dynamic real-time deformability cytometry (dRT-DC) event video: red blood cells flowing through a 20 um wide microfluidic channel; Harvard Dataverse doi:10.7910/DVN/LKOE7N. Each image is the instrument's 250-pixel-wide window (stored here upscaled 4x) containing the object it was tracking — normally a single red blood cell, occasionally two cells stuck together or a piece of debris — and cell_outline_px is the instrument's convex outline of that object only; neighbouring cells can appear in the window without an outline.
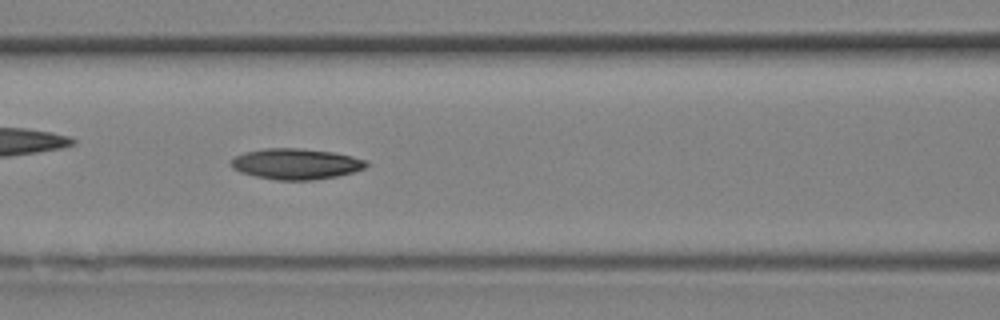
{"species": "Egyptian fruit bat (a non-hibernating species)", "species_latin": "Rousettus aegyptiacus", "temperature_condition": "room temperature", "stored_images_in_passage": 13, "camera_frame_rate_fps": 3000, "um_per_image_px": 0.085, "animal": {"sex": "female"}, "frame": {"image": 1, "passage_image": 10, "time_ms": 3.0, "image_size_px": [1000, 320], "cell_outline_px": [[368, 164], [364, 168], [352, 172], [336, 176], [312, 180], [276, 180], [256, 176], [240, 172], [232, 168], [232, 160], [236, 156], [244, 152], [264, 148], [300, 148], [332, 152], [352, 156], [368, 160]], "centroid_in_image_um": [25.16, 13.93], "position_along_channel_um": 141.4, "area_um2": 24.16}}